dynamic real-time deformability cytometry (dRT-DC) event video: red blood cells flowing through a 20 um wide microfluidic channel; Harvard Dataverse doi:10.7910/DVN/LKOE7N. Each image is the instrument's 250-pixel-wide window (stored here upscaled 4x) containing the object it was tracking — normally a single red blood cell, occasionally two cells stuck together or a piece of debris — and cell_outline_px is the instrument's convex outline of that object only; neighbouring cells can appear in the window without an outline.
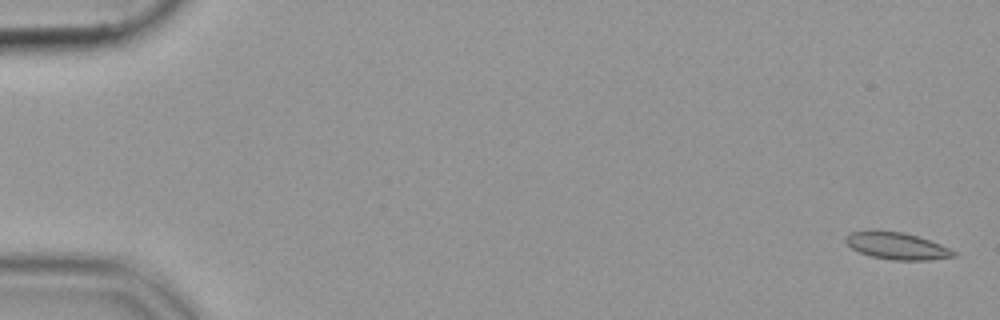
{"species": "common noctule bat (a hibernating species)", "species_latin": "Nyctalus noctula", "temperature_condition": "cold", "stored_images_in_passage": 13, "camera_frame_rate_fps": 3000, "um_per_image_px": 0.085, "animal": {"sex": "female", "body_mass_g": 19.9}, "frame": {"image": 1, "passage_image": 3, "time_ms": 0.667, "image_size_px": [1000, 320], "cell_outline_px": [[944, 256], [880, 256], [864, 252], [856, 248], [864, 232], [892, 232], [912, 236], [924, 240], [940, 248]], "centroid_in_image_um": [76.2, 20.85], "position_along_channel_um": 8.8, "area_um2": 11.44}}